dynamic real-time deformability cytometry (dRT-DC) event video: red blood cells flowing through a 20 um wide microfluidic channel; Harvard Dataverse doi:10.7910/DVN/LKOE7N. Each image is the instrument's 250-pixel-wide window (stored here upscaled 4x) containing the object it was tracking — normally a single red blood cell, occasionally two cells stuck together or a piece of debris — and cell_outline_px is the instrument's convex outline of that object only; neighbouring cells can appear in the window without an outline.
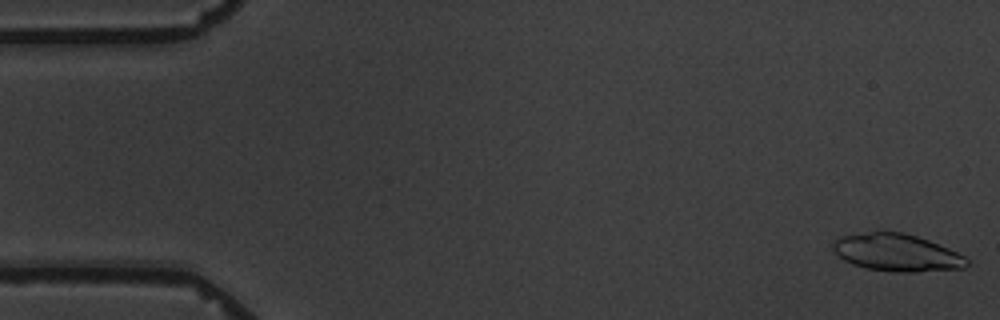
{"species": "common noctule bat (a hibernating species)", "species_latin": "Nyctalus noctula", "temperature_condition": "warm", "stored_images_in_passage": 5, "camera_frame_rate_fps": 3000, "um_per_image_px": 0.085, "animal": {"sex": "male", "body_mass_g": 19.5, "forearm_length_mm": 54.6}, "frame": {"image": 1, "passage_image": 1, "time_ms": 0.0, "image_size_px": [1000, 320], "cell_outline_px": [[968, 264], [964, 268], [916, 272], [896, 272], [864, 268], [852, 264], [844, 260], [832, 248], [832, 240], [840, 236], [872, 232], [904, 232], [928, 240], [948, 248], [964, 256], [968, 260]], "centroid_in_image_um": [76.21, 21.48], "position_along_channel_um": 8.8, "area_um2": 29.02}}